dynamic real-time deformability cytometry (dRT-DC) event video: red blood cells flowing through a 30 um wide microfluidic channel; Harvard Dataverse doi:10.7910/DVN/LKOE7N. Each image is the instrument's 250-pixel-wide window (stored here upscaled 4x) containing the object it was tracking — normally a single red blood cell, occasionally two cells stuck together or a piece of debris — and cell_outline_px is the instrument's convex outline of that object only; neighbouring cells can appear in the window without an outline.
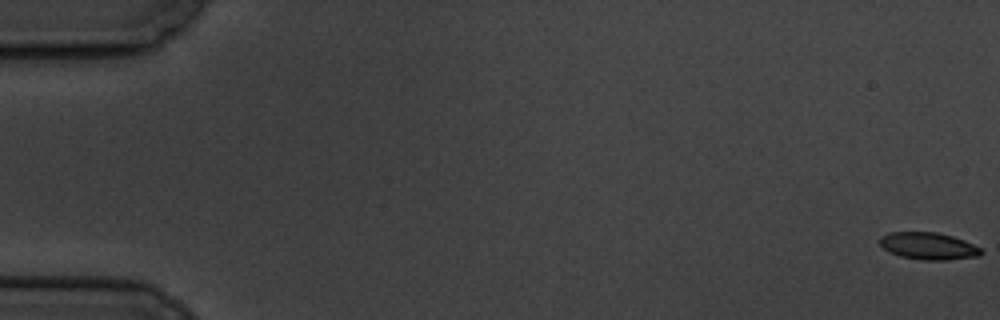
{"species": "common noctule bat (a hibernating species)", "species_latin": "Nyctalus noctula", "temperature_condition": "cold", "stored_images_in_passage": 9, "camera_frame_rate_fps": 3000, "um_per_image_px": 0.085, "animal": {"sex": "male", "body_mass_g": 19.5, "forearm_length_mm": 54.6}, "frame": {"image": 1, "passage_image": 1, "time_ms": 0.0, "image_size_px": [1000, 320], "cell_outline_px": [[984, 252], [980, 256], [948, 260], [920, 260], [900, 256], [888, 252], [880, 244], [880, 236], [888, 232], [936, 232], [952, 236], [964, 240], [980, 248]], "centroid_in_image_um": [78.91, 20.92], "position_along_channel_um": 6.1, "area_um2": 16.13}}
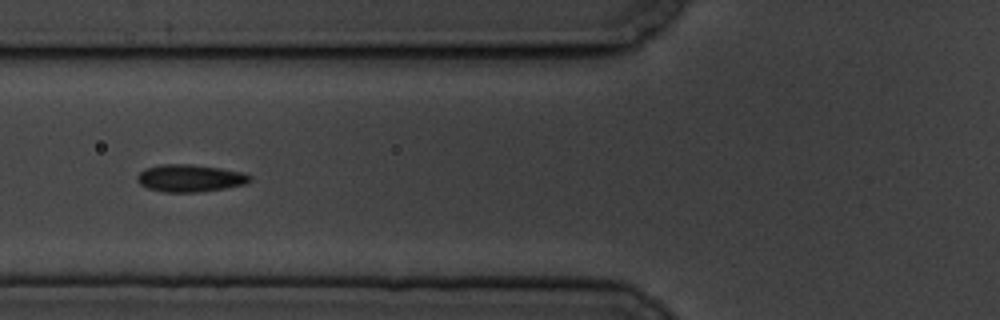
{"frame": {"image": 2, "passage_image": 7, "time_ms": 7.667, "image_size_px": [1000, 320], "cell_outline_px": [[252, 180], [244, 184], [224, 188], [196, 192], [164, 192], [148, 188], [140, 184], [136, 180], [136, 176], [144, 168], [160, 164], [192, 164], [220, 168], [244, 172], [252, 176]], "centroid_in_image_um": [16.13, 15.13], "position_along_channel_um": 109.7, "area_um2": 18.03}}
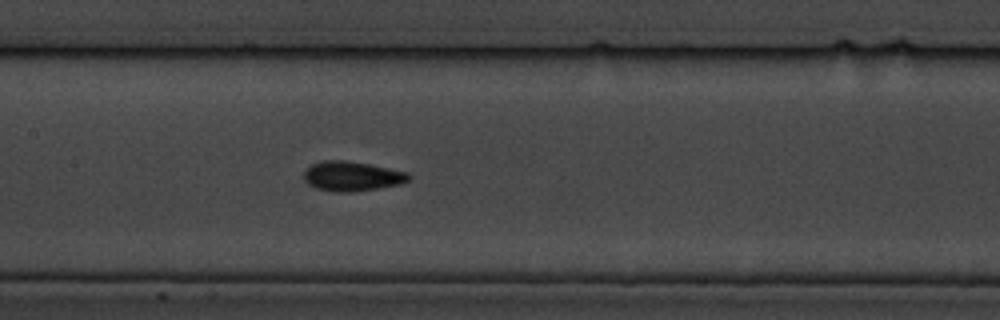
{"frame": {"image": 3, "passage_image": 9, "time_ms": 9.667, "image_size_px": [1000, 320], "cell_outline_px": [[412, 176], [408, 180], [400, 184], [380, 188], [352, 192], [336, 192], [316, 188], [308, 184], [304, 180], [304, 172], [312, 164], [320, 160], [344, 160], [368, 164], [408, 172]], "centroid_in_image_um": [29.91, 14.98], "position_along_channel_um": 177.5, "area_um2": 18.15}}